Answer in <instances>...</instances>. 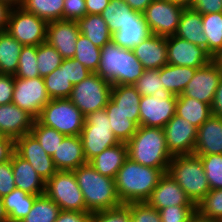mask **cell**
I'll use <instances>...</instances> for the list:
<instances>
[{"label": "cell", "instance_id": "cell-29", "mask_svg": "<svg viewBox=\"0 0 222 222\" xmlns=\"http://www.w3.org/2000/svg\"><path fill=\"white\" fill-rule=\"evenodd\" d=\"M175 114L184 118L197 129L212 116L209 104L183 94L177 96Z\"/></svg>", "mask_w": 222, "mask_h": 222}, {"label": "cell", "instance_id": "cell-31", "mask_svg": "<svg viewBox=\"0 0 222 222\" xmlns=\"http://www.w3.org/2000/svg\"><path fill=\"white\" fill-rule=\"evenodd\" d=\"M77 24L80 33L85 35L96 47L102 48L112 41V33L100 14H86L77 20Z\"/></svg>", "mask_w": 222, "mask_h": 222}, {"label": "cell", "instance_id": "cell-19", "mask_svg": "<svg viewBox=\"0 0 222 222\" xmlns=\"http://www.w3.org/2000/svg\"><path fill=\"white\" fill-rule=\"evenodd\" d=\"M146 203L157 210L169 206H196L186 195L181 186L168 174L164 173Z\"/></svg>", "mask_w": 222, "mask_h": 222}, {"label": "cell", "instance_id": "cell-40", "mask_svg": "<svg viewBox=\"0 0 222 222\" xmlns=\"http://www.w3.org/2000/svg\"><path fill=\"white\" fill-rule=\"evenodd\" d=\"M30 133L38 140L41 147L52 156L59 144L64 139L65 135L61 134L54 128L42 125L38 120H35Z\"/></svg>", "mask_w": 222, "mask_h": 222}, {"label": "cell", "instance_id": "cell-21", "mask_svg": "<svg viewBox=\"0 0 222 222\" xmlns=\"http://www.w3.org/2000/svg\"><path fill=\"white\" fill-rule=\"evenodd\" d=\"M35 119L13 103L0 105V132L13 140L30 133Z\"/></svg>", "mask_w": 222, "mask_h": 222}, {"label": "cell", "instance_id": "cell-3", "mask_svg": "<svg viewBox=\"0 0 222 222\" xmlns=\"http://www.w3.org/2000/svg\"><path fill=\"white\" fill-rule=\"evenodd\" d=\"M128 157L141 165L159 168L163 173L173 158L167 149L163 128L139 126L137 132L126 143Z\"/></svg>", "mask_w": 222, "mask_h": 222}, {"label": "cell", "instance_id": "cell-43", "mask_svg": "<svg viewBox=\"0 0 222 222\" xmlns=\"http://www.w3.org/2000/svg\"><path fill=\"white\" fill-rule=\"evenodd\" d=\"M14 77L22 79L40 77L37 62V46L26 45L22 47L18 69Z\"/></svg>", "mask_w": 222, "mask_h": 222}, {"label": "cell", "instance_id": "cell-36", "mask_svg": "<svg viewBox=\"0 0 222 222\" xmlns=\"http://www.w3.org/2000/svg\"><path fill=\"white\" fill-rule=\"evenodd\" d=\"M202 25L207 52L214 57L222 49V12L202 14Z\"/></svg>", "mask_w": 222, "mask_h": 222}, {"label": "cell", "instance_id": "cell-58", "mask_svg": "<svg viewBox=\"0 0 222 222\" xmlns=\"http://www.w3.org/2000/svg\"><path fill=\"white\" fill-rule=\"evenodd\" d=\"M212 115L222 117V78L216 89L215 97L211 105Z\"/></svg>", "mask_w": 222, "mask_h": 222}, {"label": "cell", "instance_id": "cell-32", "mask_svg": "<svg viewBox=\"0 0 222 222\" xmlns=\"http://www.w3.org/2000/svg\"><path fill=\"white\" fill-rule=\"evenodd\" d=\"M100 15L112 34L129 20H144L143 14L131 9L124 0H110Z\"/></svg>", "mask_w": 222, "mask_h": 222}, {"label": "cell", "instance_id": "cell-24", "mask_svg": "<svg viewBox=\"0 0 222 222\" xmlns=\"http://www.w3.org/2000/svg\"><path fill=\"white\" fill-rule=\"evenodd\" d=\"M57 170L73 171L87 163L79 136H65L52 155Z\"/></svg>", "mask_w": 222, "mask_h": 222}, {"label": "cell", "instance_id": "cell-53", "mask_svg": "<svg viewBox=\"0 0 222 222\" xmlns=\"http://www.w3.org/2000/svg\"><path fill=\"white\" fill-rule=\"evenodd\" d=\"M14 75L0 74V105L12 103Z\"/></svg>", "mask_w": 222, "mask_h": 222}, {"label": "cell", "instance_id": "cell-20", "mask_svg": "<svg viewBox=\"0 0 222 222\" xmlns=\"http://www.w3.org/2000/svg\"><path fill=\"white\" fill-rule=\"evenodd\" d=\"M140 99L133 85H113L106 111H119L140 126Z\"/></svg>", "mask_w": 222, "mask_h": 222}, {"label": "cell", "instance_id": "cell-4", "mask_svg": "<svg viewBox=\"0 0 222 222\" xmlns=\"http://www.w3.org/2000/svg\"><path fill=\"white\" fill-rule=\"evenodd\" d=\"M73 172L82 191L87 212L93 213L122 205L115 179L100 174L90 163L79 166Z\"/></svg>", "mask_w": 222, "mask_h": 222}, {"label": "cell", "instance_id": "cell-33", "mask_svg": "<svg viewBox=\"0 0 222 222\" xmlns=\"http://www.w3.org/2000/svg\"><path fill=\"white\" fill-rule=\"evenodd\" d=\"M151 32L145 20H129L112 34V41L125 49H133L146 39Z\"/></svg>", "mask_w": 222, "mask_h": 222}, {"label": "cell", "instance_id": "cell-12", "mask_svg": "<svg viewBox=\"0 0 222 222\" xmlns=\"http://www.w3.org/2000/svg\"><path fill=\"white\" fill-rule=\"evenodd\" d=\"M50 100L42 77H15L12 103L29 113L35 120Z\"/></svg>", "mask_w": 222, "mask_h": 222}, {"label": "cell", "instance_id": "cell-54", "mask_svg": "<svg viewBox=\"0 0 222 222\" xmlns=\"http://www.w3.org/2000/svg\"><path fill=\"white\" fill-rule=\"evenodd\" d=\"M190 8L201 14L222 12V0H194Z\"/></svg>", "mask_w": 222, "mask_h": 222}, {"label": "cell", "instance_id": "cell-37", "mask_svg": "<svg viewBox=\"0 0 222 222\" xmlns=\"http://www.w3.org/2000/svg\"><path fill=\"white\" fill-rule=\"evenodd\" d=\"M60 211L57 203L43 194L35 199L29 214L20 222H55Z\"/></svg>", "mask_w": 222, "mask_h": 222}, {"label": "cell", "instance_id": "cell-45", "mask_svg": "<svg viewBox=\"0 0 222 222\" xmlns=\"http://www.w3.org/2000/svg\"><path fill=\"white\" fill-rule=\"evenodd\" d=\"M141 96H154L167 93L159 76V69H145L142 76L133 84Z\"/></svg>", "mask_w": 222, "mask_h": 222}, {"label": "cell", "instance_id": "cell-55", "mask_svg": "<svg viewBox=\"0 0 222 222\" xmlns=\"http://www.w3.org/2000/svg\"><path fill=\"white\" fill-rule=\"evenodd\" d=\"M90 212L63 211L61 210L55 222H89Z\"/></svg>", "mask_w": 222, "mask_h": 222}, {"label": "cell", "instance_id": "cell-11", "mask_svg": "<svg viewBox=\"0 0 222 222\" xmlns=\"http://www.w3.org/2000/svg\"><path fill=\"white\" fill-rule=\"evenodd\" d=\"M184 8L170 0H153L142 14L151 34L167 37L176 33Z\"/></svg>", "mask_w": 222, "mask_h": 222}, {"label": "cell", "instance_id": "cell-26", "mask_svg": "<svg viewBox=\"0 0 222 222\" xmlns=\"http://www.w3.org/2000/svg\"><path fill=\"white\" fill-rule=\"evenodd\" d=\"M128 158L127 144L121 142L116 146L106 148L89 163L104 176L115 179L118 170L123 166L125 160Z\"/></svg>", "mask_w": 222, "mask_h": 222}, {"label": "cell", "instance_id": "cell-47", "mask_svg": "<svg viewBox=\"0 0 222 222\" xmlns=\"http://www.w3.org/2000/svg\"><path fill=\"white\" fill-rule=\"evenodd\" d=\"M131 212L127 204L118 207L93 212L89 222H130Z\"/></svg>", "mask_w": 222, "mask_h": 222}, {"label": "cell", "instance_id": "cell-35", "mask_svg": "<svg viewBox=\"0 0 222 222\" xmlns=\"http://www.w3.org/2000/svg\"><path fill=\"white\" fill-rule=\"evenodd\" d=\"M21 7L47 23L63 19L64 0H23Z\"/></svg>", "mask_w": 222, "mask_h": 222}, {"label": "cell", "instance_id": "cell-2", "mask_svg": "<svg viewBox=\"0 0 222 222\" xmlns=\"http://www.w3.org/2000/svg\"><path fill=\"white\" fill-rule=\"evenodd\" d=\"M144 70L132 49L122 48L113 41L101 48V59L96 74L112 86L133 85Z\"/></svg>", "mask_w": 222, "mask_h": 222}, {"label": "cell", "instance_id": "cell-5", "mask_svg": "<svg viewBox=\"0 0 222 222\" xmlns=\"http://www.w3.org/2000/svg\"><path fill=\"white\" fill-rule=\"evenodd\" d=\"M167 173L181 186L195 205L210 191L199 156L194 154L173 156Z\"/></svg>", "mask_w": 222, "mask_h": 222}, {"label": "cell", "instance_id": "cell-17", "mask_svg": "<svg viewBox=\"0 0 222 222\" xmlns=\"http://www.w3.org/2000/svg\"><path fill=\"white\" fill-rule=\"evenodd\" d=\"M163 129L167 149L172 156L194 153L197 128L191 123L175 114Z\"/></svg>", "mask_w": 222, "mask_h": 222}, {"label": "cell", "instance_id": "cell-18", "mask_svg": "<svg viewBox=\"0 0 222 222\" xmlns=\"http://www.w3.org/2000/svg\"><path fill=\"white\" fill-rule=\"evenodd\" d=\"M80 35L77 21L57 20L47 25L46 42L54 47L63 59L74 57L76 41Z\"/></svg>", "mask_w": 222, "mask_h": 222}, {"label": "cell", "instance_id": "cell-22", "mask_svg": "<svg viewBox=\"0 0 222 222\" xmlns=\"http://www.w3.org/2000/svg\"><path fill=\"white\" fill-rule=\"evenodd\" d=\"M132 50L144 69H160L168 64L164 36L151 34Z\"/></svg>", "mask_w": 222, "mask_h": 222}, {"label": "cell", "instance_id": "cell-8", "mask_svg": "<svg viewBox=\"0 0 222 222\" xmlns=\"http://www.w3.org/2000/svg\"><path fill=\"white\" fill-rule=\"evenodd\" d=\"M44 194L63 211H87L85 200L73 171L58 170L45 182Z\"/></svg>", "mask_w": 222, "mask_h": 222}, {"label": "cell", "instance_id": "cell-51", "mask_svg": "<svg viewBox=\"0 0 222 222\" xmlns=\"http://www.w3.org/2000/svg\"><path fill=\"white\" fill-rule=\"evenodd\" d=\"M15 188L12 161L10 159L0 164V197L9 194Z\"/></svg>", "mask_w": 222, "mask_h": 222}, {"label": "cell", "instance_id": "cell-25", "mask_svg": "<svg viewBox=\"0 0 222 222\" xmlns=\"http://www.w3.org/2000/svg\"><path fill=\"white\" fill-rule=\"evenodd\" d=\"M15 187L33 195H43L45 181L37 174L31 164L15 152L11 156Z\"/></svg>", "mask_w": 222, "mask_h": 222}, {"label": "cell", "instance_id": "cell-28", "mask_svg": "<svg viewBox=\"0 0 222 222\" xmlns=\"http://www.w3.org/2000/svg\"><path fill=\"white\" fill-rule=\"evenodd\" d=\"M197 68L167 64L159 69L160 80L169 94L180 95L194 76Z\"/></svg>", "mask_w": 222, "mask_h": 222}, {"label": "cell", "instance_id": "cell-34", "mask_svg": "<svg viewBox=\"0 0 222 222\" xmlns=\"http://www.w3.org/2000/svg\"><path fill=\"white\" fill-rule=\"evenodd\" d=\"M22 47L7 31L0 32V74L15 75Z\"/></svg>", "mask_w": 222, "mask_h": 222}, {"label": "cell", "instance_id": "cell-1", "mask_svg": "<svg viewBox=\"0 0 222 222\" xmlns=\"http://www.w3.org/2000/svg\"><path fill=\"white\" fill-rule=\"evenodd\" d=\"M163 174L159 168L141 165L128 157L115 177L121 203L146 202Z\"/></svg>", "mask_w": 222, "mask_h": 222}, {"label": "cell", "instance_id": "cell-38", "mask_svg": "<svg viewBox=\"0 0 222 222\" xmlns=\"http://www.w3.org/2000/svg\"><path fill=\"white\" fill-rule=\"evenodd\" d=\"M73 58L90 72L96 73L101 59V48L96 47L85 35L80 33Z\"/></svg>", "mask_w": 222, "mask_h": 222}, {"label": "cell", "instance_id": "cell-16", "mask_svg": "<svg viewBox=\"0 0 222 222\" xmlns=\"http://www.w3.org/2000/svg\"><path fill=\"white\" fill-rule=\"evenodd\" d=\"M221 78L222 71L212 60L205 66L197 68L182 94L211 106Z\"/></svg>", "mask_w": 222, "mask_h": 222}, {"label": "cell", "instance_id": "cell-50", "mask_svg": "<svg viewBox=\"0 0 222 222\" xmlns=\"http://www.w3.org/2000/svg\"><path fill=\"white\" fill-rule=\"evenodd\" d=\"M61 67H66V75L72 85L80 83L92 74V72L74 58L63 59Z\"/></svg>", "mask_w": 222, "mask_h": 222}, {"label": "cell", "instance_id": "cell-10", "mask_svg": "<svg viewBox=\"0 0 222 222\" xmlns=\"http://www.w3.org/2000/svg\"><path fill=\"white\" fill-rule=\"evenodd\" d=\"M48 23L22 7H12L6 31L23 46H38L46 42Z\"/></svg>", "mask_w": 222, "mask_h": 222}, {"label": "cell", "instance_id": "cell-6", "mask_svg": "<svg viewBox=\"0 0 222 222\" xmlns=\"http://www.w3.org/2000/svg\"><path fill=\"white\" fill-rule=\"evenodd\" d=\"M79 137L87 163L106 148L121 143L111 130L105 108L85 116L84 127Z\"/></svg>", "mask_w": 222, "mask_h": 222}, {"label": "cell", "instance_id": "cell-9", "mask_svg": "<svg viewBox=\"0 0 222 222\" xmlns=\"http://www.w3.org/2000/svg\"><path fill=\"white\" fill-rule=\"evenodd\" d=\"M112 85L96 73L73 85L68 98L84 116L104 109L111 96Z\"/></svg>", "mask_w": 222, "mask_h": 222}, {"label": "cell", "instance_id": "cell-42", "mask_svg": "<svg viewBox=\"0 0 222 222\" xmlns=\"http://www.w3.org/2000/svg\"><path fill=\"white\" fill-rule=\"evenodd\" d=\"M111 130L120 142L127 143L137 132L138 125L119 111H106Z\"/></svg>", "mask_w": 222, "mask_h": 222}, {"label": "cell", "instance_id": "cell-13", "mask_svg": "<svg viewBox=\"0 0 222 222\" xmlns=\"http://www.w3.org/2000/svg\"><path fill=\"white\" fill-rule=\"evenodd\" d=\"M177 96L169 93L141 96L140 126L163 128L175 115Z\"/></svg>", "mask_w": 222, "mask_h": 222}, {"label": "cell", "instance_id": "cell-41", "mask_svg": "<svg viewBox=\"0 0 222 222\" xmlns=\"http://www.w3.org/2000/svg\"><path fill=\"white\" fill-rule=\"evenodd\" d=\"M63 58L60 53L47 42L37 46V62L40 77L44 78L60 67Z\"/></svg>", "mask_w": 222, "mask_h": 222}, {"label": "cell", "instance_id": "cell-62", "mask_svg": "<svg viewBox=\"0 0 222 222\" xmlns=\"http://www.w3.org/2000/svg\"><path fill=\"white\" fill-rule=\"evenodd\" d=\"M0 222H8V216L5 212L2 198L0 197Z\"/></svg>", "mask_w": 222, "mask_h": 222}, {"label": "cell", "instance_id": "cell-52", "mask_svg": "<svg viewBox=\"0 0 222 222\" xmlns=\"http://www.w3.org/2000/svg\"><path fill=\"white\" fill-rule=\"evenodd\" d=\"M87 14L85 0H64L63 19L75 20L83 18Z\"/></svg>", "mask_w": 222, "mask_h": 222}, {"label": "cell", "instance_id": "cell-65", "mask_svg": "<svg viewBox=\"0 0 222 222\" xmlns=\"http://www.w3.org/2000/svg\"><path fill=\"white\" fill-rule=\"evenodd\" d=\"M0 1L6 2L11 7H21L23 3V0H0Z\"/></svg>", "mask_w": 222, "mask_h": 222}, {"label": "cell", "instance_id": "cell-44", "mask_svg": "<svg viewBox=\"0 0 222 222\" xmlns=\"http://www.w3.org/2000/svg\"><path fill=\"white\" fill-rule=\"evenodd\" d=\"M196 211L208 218L222 220V189H210L196 205Z\"/></svg>", "mask_w": 222, "mask_h": 222}, {"label": "cell", "instance_id": "cell-30", "mask_svg": "<svg viewBox=\"0 0 222 222\" xmlns=\"http://www.w3.org/2000/svg\"><path fill=\"white\" fill-rule=\"evenodd\" d=\"M37 197V195L29 194L17 188L3 196L2 201L8 216V222H20L25 218L29 214Z\"/></svg>", "mask_w": 222, "mask_h": 222}, {"label": "cell", "instance_id": "cell-59", "mask_svg": "<svg viewBox=\"0 0 222 222\" xmlns=\"http://www.w3.org/2000/svg\"><path fill=\"white\" fill-rule=\"evenodd\" d=\"M11 9L9 4L0 1V32L6 31Z\"/></svg>", "mask_w": 222, "mask_h": 222}, {"label": "cell", "instance_id": "cell-61", "mask_svg": "<svg viewBox=\"0 0 222 222\" xmlns=\"http://www.w3.org/2000/svg\"><path fill=\"white\" fill-rule=\"evenodd\" d=\"M190 222H221L220 220L205 217L197 211L192 215Z\"/></svg>", "mask_w": 222, "mask_h": 222}, {"label": "cell", "instance_id": "cell-39", "mask_svg": "<svg viewBox=\"0 0 222 222\" xmlns=\"http://www.w3.org/2000/svg\"><path fill=\"white\" fill-rule=\"evenodd\" d=\"M47 93L51 99L69 98L73 85L68 81L66 67H58L43 78Z\"/></svg>", "mask_w": 222, "mask_h": 222}, {"label": "cell", "instance_id": "cell-48", "mask_svg": "<svg viewBox=\"0 0 222 222\" xmlns=\"http://www.w3.org/2000/svg\"><path fill=\"white\" fill-rule=\"evenodd\" d=\"M127 205L133 222H161L158 210L146 202H130Z\"/></svg>", "mask_w": 222, "mask_h": 222}, {"label": "cell", "instance_id": "cell-63", "mask_svg": "<svg viewBox=\"0 0 222 222\" xmlns=\"http://www.w3.org/2000/svg\"><path fill=\"white\" fill-rule=\"evenodd\" d=\"M212 60L216 63V65L221 69L222 71V49L212 57Z\"/></svg>", "mask_w": 222, "mask_h": 222}, {"label": "cell", "instance_id": "cell-49", "mask_svg": "<svg viewBox=\"0 0 222 222\" xmlns=\"http://www.w3.org/2000/svg\"><path fill=\"white\" fill-rule=\"evenodd\" d=\"M161 222H190L196 206H169L158 210Z\"/></svg>", "mask_w": 222, "mask_h": 222}, {"label": "cell", "instance_id": "cell-57", "mask_svg": "<svg viewBox=\"0 0 222 222\" xmlns=\"http://www.w3.org/2000/svg\"><path fill=\"white\" fill-rule=\"evenodd\" d=\"M110 0H85L87 14H101Z\"/></svg>", "mask_w": 222, "mask_h": 222}, {"label": "cell", "instance_id": "cell-60", "mask_svg": "<svg viewBox=\"0 0 222 222\" xmlns=\"http://www.w3.org/2000/svg\"><path fill=\"white\" fill-rule=\"evenodd\" d=\"M134 11L143 13L153 0H124Z\"/></svg>", "mask_w": 222, "mask_h": 222}, {"label": "cell", "instance_id": "cell-7", "mask_svg": "<svg viewBox=\"0 0 222 222\" xmlns=\"http://www.w3.org/2000/svg\"><path fill=\"white\" fill-rule=\"evenodd\" d=\"M37 120L65 136H79L84 127L85 116L68 98L51 99L43 107Z\"/></svg>", "mask_w": 222, "mask_h": 222}, {"label": "cell", "instance_id": "cell-46", "mask_svg": "<svg viewBox=\"0 0 222 222\" xmlns=\"http://www.w3.org/2000/svg\"><path fill=\"white\" fill-rule=\"evenodd\" d=\"M210 189H222V154L200 155Z\"/></svg>", "mask_w": 222, "mask_h": 222}, {"label": "cell", "instance_id": "cell-64", "mask_svg": "<svg viewBox=\"0 0 222 222\" xmlns=\"http://www.w3.org/2000/svg\"><path fill=\"white\" fill-rule=\"evenodd\" d=\"M174 3H177L181 6H184L185 8L191 7L194 0H170Z\"/></svg>", "mask_w": 222, "mask_h": 222}, {"label": "cell", "instance_id": "cell-56", "mask_svg": "<svg viewBox=\"0 0 222 222\" xmlns=\"http://www.w3.org/2000/svg\"><path fill=\"white\" fill-rule=\"evenodd\" d=\"M14 153V140L8 136L0 138V164L11 159Z\"/></svg>", "mask_w": 222, "mask_h": 222}, {"label": "cell", "instance_id": "cell-14", "mask_svg": "<svg viewBox=\"0 0 222 222\" xmlns=\"http://www.w3.org/2000/svg\"><path fill=\"white\" fill-rule=\"evenodd\" d=\"M14 152L28 161L45 182L58 171L52 156L47 154L31 133L14 140Z\"/></svg>", "mask_w": 222, "mask_h": 222}, {"label": "cell", "instance_id": "cell-15", "mask_svg": "<svg viewBox=\"0 0 222 222\" xmlns=\"http://www.w3.org/2000/svg\"><path fill=\"white\" fill-rule=\"evenodd\" d=\"M168 64L200 68L212 61V56L201 46L175 35L166 37Z\"/></svg>", "mask_w": 222, "mask_h": 222}, {"label": "cell", "instance_id": "cell-23", "mask_svg": "<svg viewBox=\"0 0 222 222\" xmlns=\"http://www.w3.org/2000/svg\"><path fill=\"white\" fill-rule=\"evenodd\" d=\"M194 155L222 154V119L212 115L197 129Z\"/></svg>", "mask_w": 222, "mask_h": 222}, {"label": "cell", "instance_id": "cell-27", "mask_svg": "<svg viewBox=\"0 0 222 222\" xmlns=\"http://www.w3.org/2000/svg\"><path fill=\"white\" fill-rule=\"evenodd\" d=\"M174 35L201 46L207 51V38L203 33L202 14L190 7L184 8Z\"/></svg>", "mask_w": 222, "mask_h": 222}]
</instances>
